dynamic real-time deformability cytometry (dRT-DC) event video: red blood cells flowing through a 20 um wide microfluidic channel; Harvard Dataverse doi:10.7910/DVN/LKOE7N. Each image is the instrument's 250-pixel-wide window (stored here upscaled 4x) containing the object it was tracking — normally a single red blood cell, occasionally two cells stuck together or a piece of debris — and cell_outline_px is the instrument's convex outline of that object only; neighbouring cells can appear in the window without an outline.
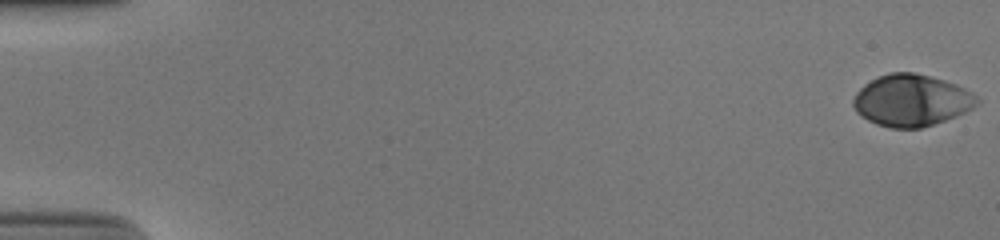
{"species": "human", "species_latin": "Homo sapiens", "temperature_condition": "cold", "stored_images_in_passage": 54, "camera_frame_rate_fps": 3000, "um_per_image_px": 0.085, "donor": {"sex": "male"}, "frame": {"image": 1, "passage_image": 1, "time_ms": 0.0, "image_size_px": [1000, 240], "cell_outline_px": [[980, 104], [964, 112], [944, 120], [920, 128], [892, 128], [876, 124], [860, 116], [856, 112], [852, 104], [852, 100], [856, 92], [864, 84], [888, 72], [912, 72], [944, 80], [956, 84], [972, 92], [980, 100]], "centroid_in_image_um": [77.45, 8.53], "position_along_channel_um": 7.5, "area_um2": 37.22}}
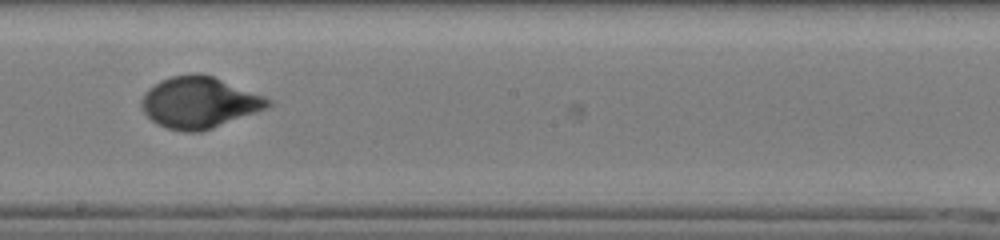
{"frame": {"image": 2, "passage_image": 32, "time_ms": 10.333, "image_size_px": [1000, 240], "cell_outline_px": [[276, 104], [256, 112], [212, 128], [200, 132], [184, 132], [168, 128], [156, 124], [144, 112], [140, 104], [140, 100], [144, 92], [148, 88], [160, 80], [172, 76], [212, 76], [264, 96], [272, 100]], "centroid_in_image_um": [16.92, 8.74], "position_along_channel_um": 231.3, "area_um2": 37.28}}
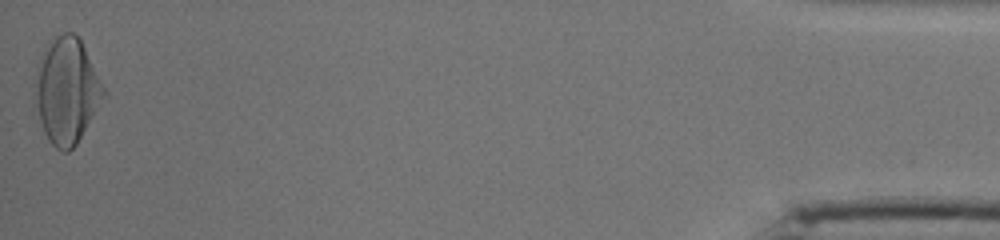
{"frame": {"image": 3, "passage_image": 54, "time_ms": 17.667, "image_size_px": [1000, 240], "cell_outline_px": [[108, 92], [76, 144], [68, 152], [64, 152], [56, 148], [48, 140], [44, 132], [32, 104], [32, 84], [36, 64], [44, 44], [52, 36], [64, 32], [72, 32], [80, 40]], "centroid_in_image_um": [5.59, 7.67], "position_along_channel_um": 429.6, "area_um2": 43.58}, "authors_computed_cell_mechanics": {"area_um2": 36.8764, "velocity_mm_per_s": 3.8785, "shape_relaxation_time_tau1_ms": 3.9708, "shape_relaxation_time_tau2_ms": null, "deformation_change_tau1": 0.1987, "deformation_change_tau2": null}}